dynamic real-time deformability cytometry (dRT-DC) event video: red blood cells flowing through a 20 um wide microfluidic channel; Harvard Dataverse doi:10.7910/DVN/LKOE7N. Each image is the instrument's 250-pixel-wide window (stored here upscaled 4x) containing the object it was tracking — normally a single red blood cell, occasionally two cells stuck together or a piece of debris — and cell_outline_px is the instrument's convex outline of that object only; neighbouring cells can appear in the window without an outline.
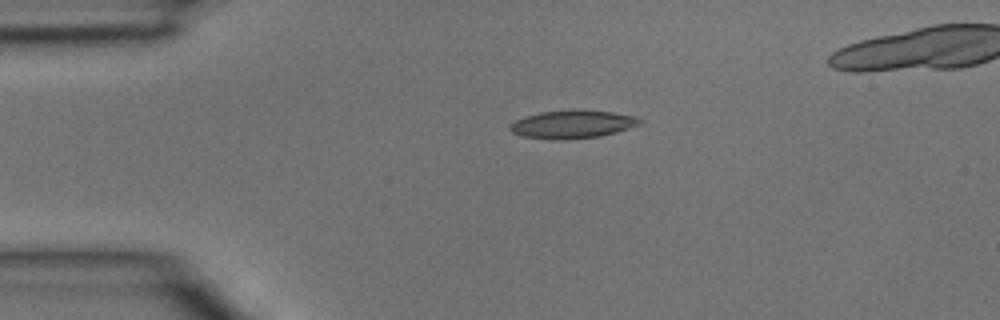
{"species": "common noctule bat (a hibernating species)", "species_latin": "Nyctalus noctula", "temperature_condition": "room temperature", "stored_images_in_passage": 2, "camera_frame_rate_fps": 3000, "um_per_image_px": 0.085, "animal": {"sex": "male", "body_mass_g": 15.6}, "frame": {"image": 1, "passage_image": 2, "time_ms": 0.333, "image_size_px": [1000, 320], "cell_outline_px": [[644, 120], [640, 124], [616, 132], [600, 136], [564, 140], [552, 140], [524, 136], [512, 132], [508, 128], [508, 124], [524, 116], [540, 112], [612, 112], [636, 116]], "centroid_in_image_um": [48.63, 10.6], "position_along_channel_um": 36.4, "area_um2": 20.63}}